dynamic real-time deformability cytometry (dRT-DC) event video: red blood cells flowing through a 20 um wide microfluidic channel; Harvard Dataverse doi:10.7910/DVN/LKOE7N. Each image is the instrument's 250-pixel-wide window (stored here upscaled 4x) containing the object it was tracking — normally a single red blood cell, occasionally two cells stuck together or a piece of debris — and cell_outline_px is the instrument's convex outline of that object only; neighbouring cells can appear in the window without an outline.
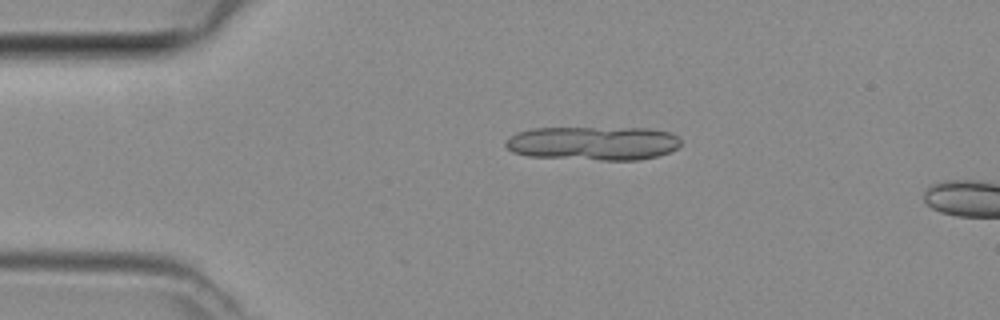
{"species": "common noctule bat (a hibernating species)", "species_latin": "Nyctalus noctula", "temperature_condition": "room temperature", "stored_images_in_passage": 5, "camera_frame_rate_fps": 3000, "um_per_image_px": 0.085, "animal": {"sex": "female", "body_mass_g": 29.2, "forearm_length_mm": 56.3}, "frame": {"image": 1, "passage_image": 3, "time_ms": 0.667, "image_size_px": [1000, 320], "cell_outline_px": [[680, 144], [676, 148], [668, 152], [656, 156], [640, 160], [600, 160], [528, 156], [512, 152], [504, 144], [504, 140], [516, 132], [532, 128], [648, 128], [668, 132], [680, 136]], "centroid_in_image_um": [50.39, 12.17], "position_along_channel_um": 34.6, "area_um2": 34.8}}